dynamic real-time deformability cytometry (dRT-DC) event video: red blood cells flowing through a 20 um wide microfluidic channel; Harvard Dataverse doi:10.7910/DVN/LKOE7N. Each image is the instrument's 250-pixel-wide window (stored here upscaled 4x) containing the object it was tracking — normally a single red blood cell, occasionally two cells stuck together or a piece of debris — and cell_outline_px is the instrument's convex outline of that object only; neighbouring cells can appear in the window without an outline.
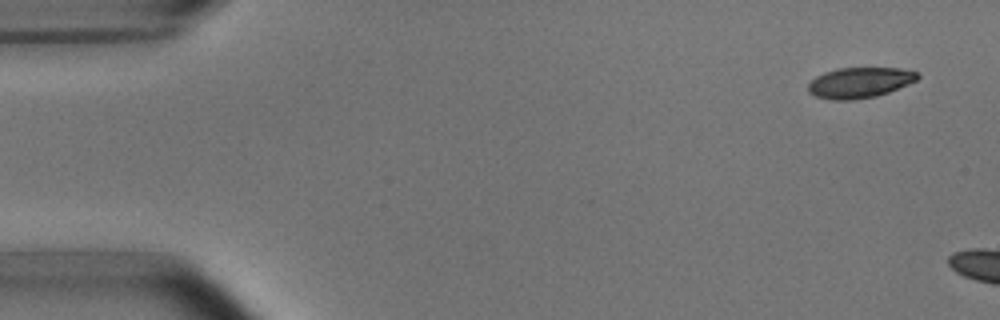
{"species": "common noctule bat (a hibernating species)", "species_latin": "Nyctalus noctula", "temperature_condition": "room temperature", "stored_images_in_passage": 3, "segment_of_instrument_passage": [2, 2], "camera_frame_rate_fps": 3000, "um_per_image_px": 0.085, "animal": {"sex": "male", "body_mass_g": 15.6}, "frame": {"image": 1, "passage_image": 3, "time_ms": 2.667, "image_size_px": [1000, 320], "cell_outline_px": [[920, 76], [916, 80], [908, 84], [888, 92], [876, 96], [852, 100], [832, 100], [816, 96], [808, 92], [808, 84], [816, 76], [824, 72], [836, 68], [900, 68], [916, 72]], "centroid_in_image_um": [73.04, 7.02], "position_along_channel_um": 12.0, "area_um2": 19.42}}